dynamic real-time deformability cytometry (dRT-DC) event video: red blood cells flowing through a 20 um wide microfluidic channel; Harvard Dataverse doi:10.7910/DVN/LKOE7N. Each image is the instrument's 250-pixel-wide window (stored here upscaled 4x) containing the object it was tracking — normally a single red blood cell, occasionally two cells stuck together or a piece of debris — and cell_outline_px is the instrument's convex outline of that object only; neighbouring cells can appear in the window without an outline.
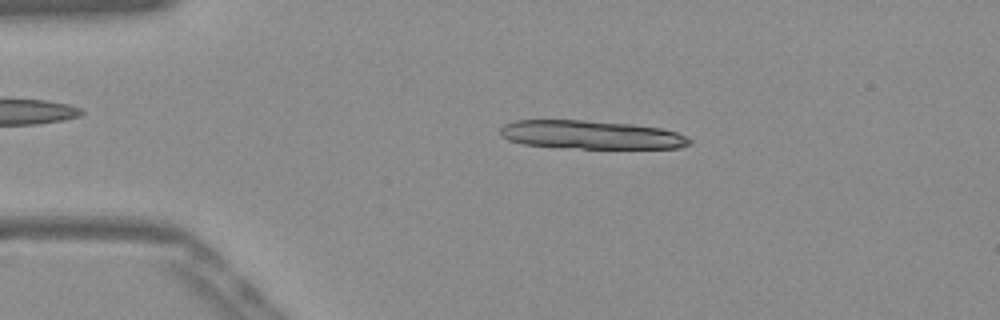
{"species": "Egyptian fruit bat (a non-hibernating species)", "species_latin": "Rousettus aegyptiacus", "temperature_condition": "warm", "stored_images_in_passage": 51, "segment_of_instrument_passage": [1, 2], "camera_frame_rate_fps": 3000, "um_per_image_px": 0.085, "frame": {"image": 1, "passage_image": 9, "time_ms": 2.667, "image_size_px": [1000, 320], "cell_outline_px": [[692, 144], [680, 148], [580, 148], [524, 144], [508, 140], [500, 136], [500, 128], [504, 124], [516, 120], [584, 120], [632, 124], [660, 128], [676, 132], [688, 136], [692, 140]], "centroid_in_image_um": [50.27, 11.45], "position_along_channel_um": 34.7, "area_um2": 31.44}}